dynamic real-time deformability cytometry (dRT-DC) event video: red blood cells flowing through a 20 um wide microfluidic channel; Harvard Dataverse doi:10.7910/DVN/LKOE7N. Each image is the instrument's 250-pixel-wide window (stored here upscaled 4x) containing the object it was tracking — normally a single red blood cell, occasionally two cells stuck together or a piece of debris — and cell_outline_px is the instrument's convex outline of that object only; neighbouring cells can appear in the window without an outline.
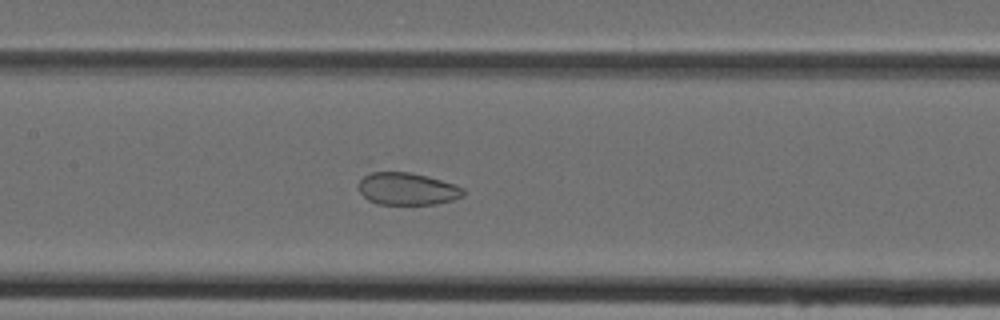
{"species": "Egyptian fruit bat (a non-hibernating species)", "species_latin": "Rousettus aegyptiacus", "temperature_condition": "cold", "stored_images_in_passage": 29, "camera_frame_rate_fps": 3000, "um_per_image_px": 0.085, "animal": {"sex": "female"}, "frame": {"image": 1, "passage_image": 9, "time_ms": 2.667, "image_size_px": [1000, 320], "cell_outline_px": [[464, 196], [452, 200], [436, 204], [380, 204], [368, 200], [360, 192], [360, 180], [364, 176], [372, 172], [412, 172], [428, 176], [456, 184], [464, 188]], "centroid_in_image_um": [34.66, 16.05], "position_along_channel_um": 172.7, "area_um2": 19.71}}
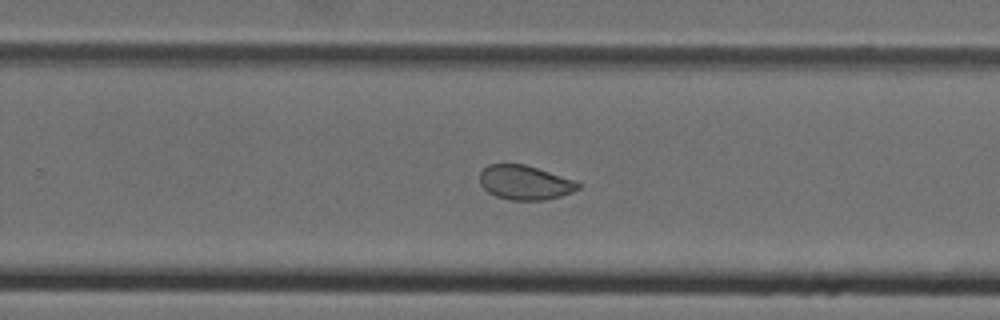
{"frame": {"image": 2, "passage_image": 17, "time_ms": 5.333, "image_size_px": [1000, 320], "cell_outline_px": [[580, 188], [572, 192], [560, 196], [544, 200], [512, 200], [496, 196], [488, 192], [480, 184], [480, 172], [488, 164], [524, 164], [572, 180], [580, 184]], "centroid_in_image_um": [44.57, 15.52], "position_along_channel_um": 285.2, "area_um2": 19.36}}
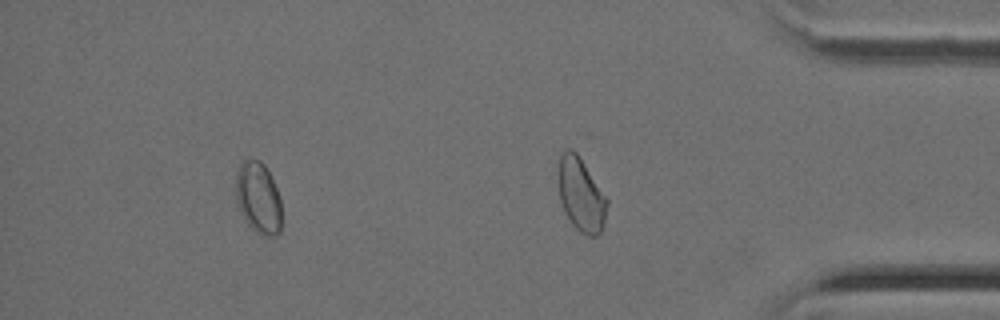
{"frame": {"image": 3, "passage_image": 25, "time_ms": 8.0, "image_size_px": [1000, 320], "cell_outline_px": [[280, 232], [276, 236], [268, 236], [256, 232], [244, 220], [240, 212], [236, 200], [236, 172], [240, 164], [244, 160], [260, 160], [264, 164], [276, 188], [280, 200]], "centroid_in_image_um": [21.93, 16.83], "position_along_channel_um": 413.3, "area_um2": 18.9}}